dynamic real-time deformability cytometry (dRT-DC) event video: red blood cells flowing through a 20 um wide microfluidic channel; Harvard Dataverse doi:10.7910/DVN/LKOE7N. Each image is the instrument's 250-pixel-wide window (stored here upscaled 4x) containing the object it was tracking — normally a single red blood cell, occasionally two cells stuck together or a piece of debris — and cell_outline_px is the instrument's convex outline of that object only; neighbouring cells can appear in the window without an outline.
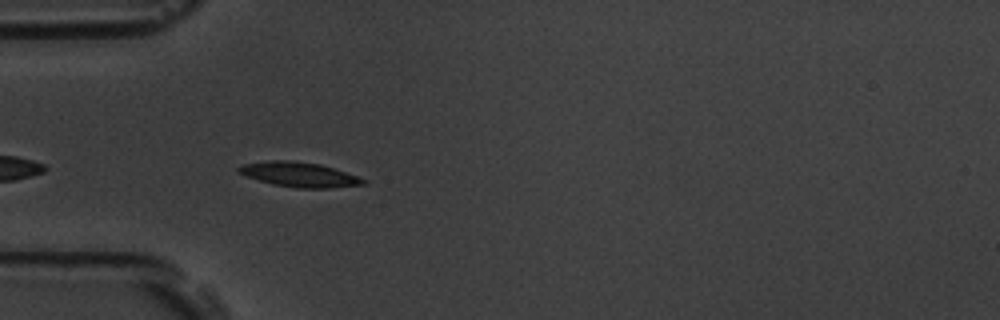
{"species": "common noctule bat (a hibernating species)", "species_latin": "Nyctalus noctula", "temperature_condition": "room temperature", "stored_images_in_passage": 13, "camera_frame_rate_fps": 3000, "um_per_image_px": 0.085, "animal": {"sex": "male", "body_mass_g": 19.5, "forearm_length_mm": 54.6}, "frame": {"image": 1, "passage_image": 4, "time_ms": 1.0, "image_size_px": [1000, 320], "cell_outline_px": [[368, 180], [364, 184], [328, 188], [296, 188], [272, 184], [236, 172], [236, 168], [244, 164], [272, 160], [292, 160], [320, 164]], "centroid_in_image_um": [25.41, 14.83], "position_along_channel_um": 59.6, "area_um2": 17.74}}
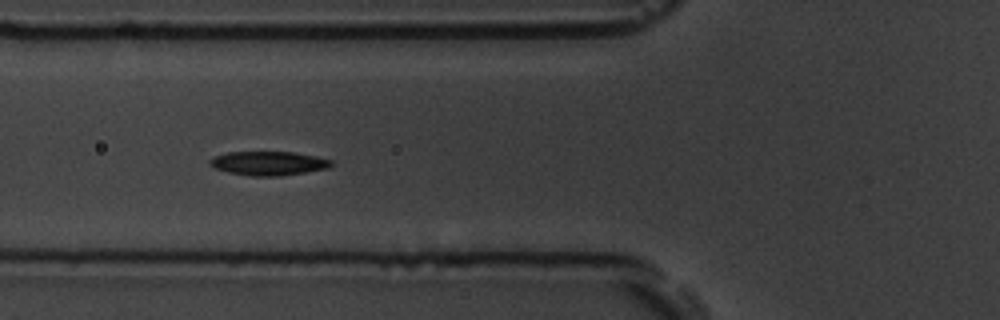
{"frame": {"image": 2, "passage_image": 8, "time_ms": 2.333, "image_size_px": [1000, 320], "cell_outline_px": [[332, 164], [328, 168], [280, 176], [252, 176], [228, 172], [216, 168], [208, 164], [208, 160], [216, 156], [228, 152], [292, 152], [316, 156], [332, 160]], "centroid_in_image_um": [22.81, 13.88], "position_along_channel_um": 103.0, "area_um2": 16.82}}
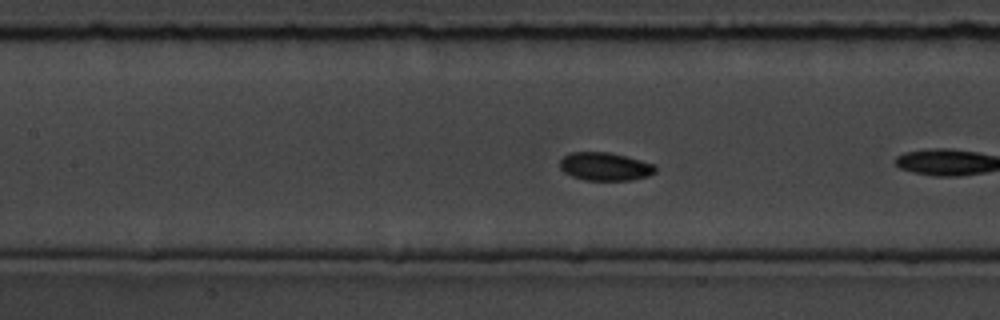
{"frame": {"image": 3, "passage_image": 10, "time_ms": 3.0, "image_size_px": [1000, 320], "cell_outline_px": [[656, 172], [648, 176], [632, 180], [584, 180], [572, 176], [564, 172], [560, 168], [560, 160], [564, 156], [572, 152], [608, 152], [656, 164]], "centroid_in_image_um": [51.44, 14.16], "position_along_channel_um": 156.0, "area_um2": 15.66}}